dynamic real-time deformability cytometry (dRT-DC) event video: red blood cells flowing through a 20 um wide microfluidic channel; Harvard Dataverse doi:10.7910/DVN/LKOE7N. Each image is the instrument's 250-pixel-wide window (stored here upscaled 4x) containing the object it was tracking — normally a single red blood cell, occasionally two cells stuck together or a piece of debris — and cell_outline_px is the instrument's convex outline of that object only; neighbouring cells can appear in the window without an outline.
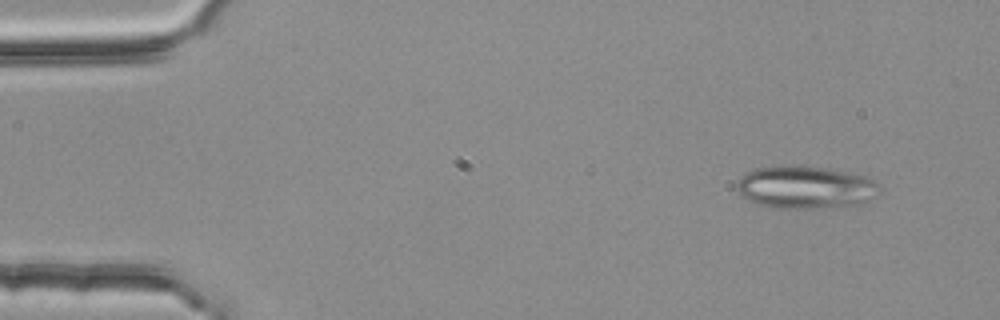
{"species": "common noctule bat (a hibernating species)", "species_latin": "Nyctalus noctula", "temperature_condition": "room temperature", "stored_images_in_passage": 4, "camera_frame_rate_fps": 3000, "um_per_image_px": 0.085, "animal": {"sex": "female", "body_mass_g": 25.1}, "frame": {"image": 1, "passage_image": 1, "time_ms": 0.0, "image_size_px": [1000, 320], "cell_outline_px": [[876, 196], [868, 200], [856, 204], [816, 208], [776, 208], [756, 204], [740, 196], [736, 188], [736, 184], [740, 176], [756, 168], [824, 168], [864, 176], [876, 180]], "centroid_in_image_um": [68.4, 15.96], "position_along_channel_um": 16.6, "area_um2": 34.28}}